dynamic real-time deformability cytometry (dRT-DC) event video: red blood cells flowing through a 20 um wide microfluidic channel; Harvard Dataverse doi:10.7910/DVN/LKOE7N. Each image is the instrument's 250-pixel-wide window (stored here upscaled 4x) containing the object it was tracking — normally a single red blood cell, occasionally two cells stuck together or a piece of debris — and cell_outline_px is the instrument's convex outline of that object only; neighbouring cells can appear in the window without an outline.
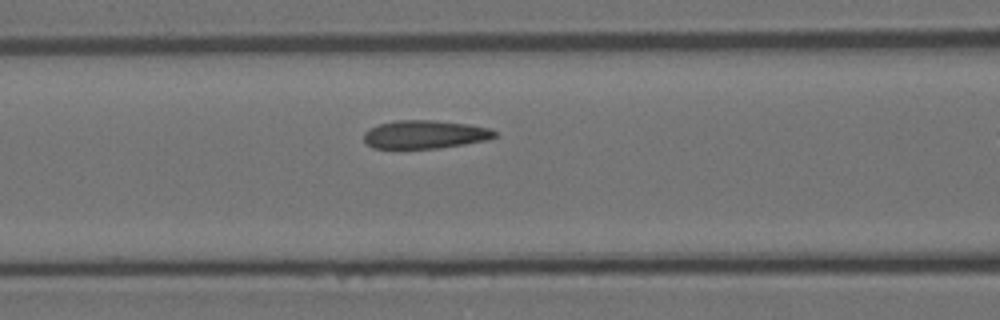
{"species": "Egyptian fruit bat (a non-hibernating species)", "species_latin": "Rousettus aegyptiacus", "temperature_condition": "room temperature", "stored_images_in_passage": 20, "camera_frame_rate_fps": 3000, "um_per_image_px": 0.085, "animal": {"sex": "female"}, "frame": {"image": 1, "passage_image": 15, "time_ms": 4.667, "image_size_px": [1000, 320], "cell_outline_px": [[496, 136], [484, 140], [464, 144], [440, 148], [372, 148], [364, 144], [364, 132], [380, 124], [396, 120], [432, 120], [468, 124], [492, 128], [496, 132]], "centroid_in_image_um": [36.1, 11.43], "position_along_channel_um": 130.5, "area_um2": 21.5}}